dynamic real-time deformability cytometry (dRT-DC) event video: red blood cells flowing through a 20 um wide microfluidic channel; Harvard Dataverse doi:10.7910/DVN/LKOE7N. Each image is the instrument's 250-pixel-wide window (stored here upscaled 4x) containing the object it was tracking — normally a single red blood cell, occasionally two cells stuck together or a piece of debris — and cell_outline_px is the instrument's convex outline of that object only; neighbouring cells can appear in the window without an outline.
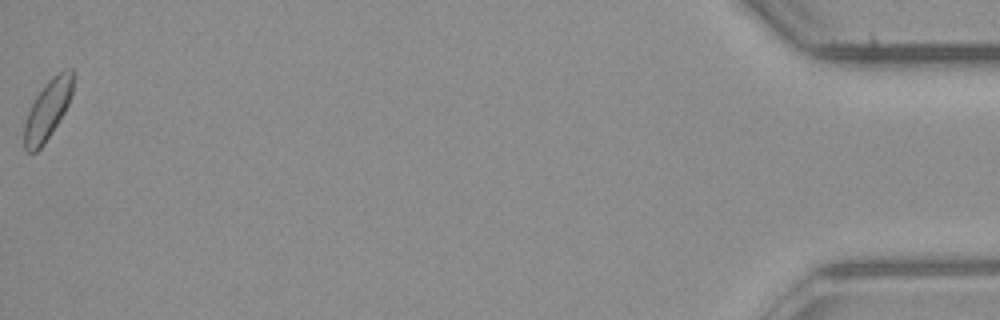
{"species": "common noctule bat (a hibernating species)", "species_latin": "Nyctalus noctula", "temperature_condition": "room temperature", "stored_images_in_passage": 48, "camera_frame_rate_fps": 3000, "um_per_image_px": 0.085, "animal": {"sex": "male", "body_mass_g": 23.1, "forearm_length_mm": 52.7}, "frame": {"image": 1, "passage_image": 48, "time_ms": 15.667, "image_size_px": [1000, 320], "cell_outline_px": [[76, 76], [72, 92], [68, 104], [64, 112], [44, 144], [36, 152], [28, 152], [24, 148], [24, 124], [28, 112], [36, 96], [48, 80], [52, 76], [64, 68], [72, 68], [76, 72]], "centroid_in_image_um": [4.09, 9.26], "position_along_channel_um": 431.1, "area_um2": 17.05}, "authors_computed_cell_mechanics": {"area_um2": 16.5308, "velocity_mm_per_s": 4.0397, "shape_relaxation_time_tau1_ms": null, "shape_relaxation_time_tau2_ms": 10.5909, "deformation_change_tau1": null, "deformation_change_tau2": 0.2158}}